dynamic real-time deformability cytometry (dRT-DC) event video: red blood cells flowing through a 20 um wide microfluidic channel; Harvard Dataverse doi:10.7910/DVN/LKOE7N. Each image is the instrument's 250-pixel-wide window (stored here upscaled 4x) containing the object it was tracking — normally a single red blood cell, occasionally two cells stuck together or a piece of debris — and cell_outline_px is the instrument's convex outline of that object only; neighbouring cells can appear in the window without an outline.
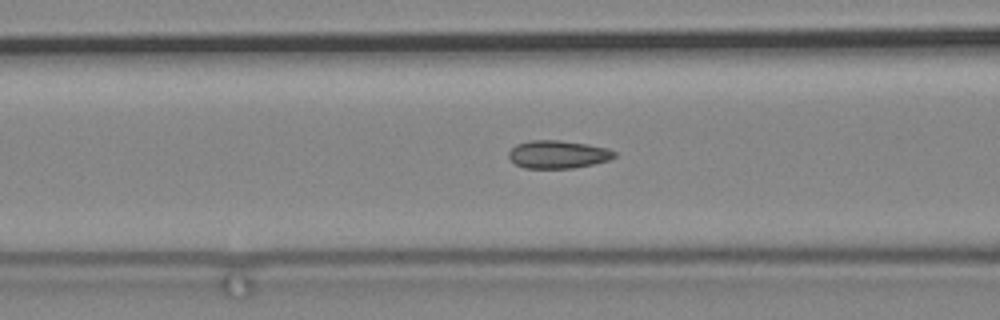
{"species": "common noctule bat (a hibernating species)", "species_latin": "Nyctalus noctula", "temperature_condition": "cold", "stored_images_in_passage": 85, "camera_frame_rate_fps": 3000, "um_per_image_px": 0.085, "animal": {"sex": "male", "body_mass_g": 19.2, "forearm_length_mm": 51.8}, "frame": {"image": 1, "passage_image": 44, "time_ms": 14.333, "image_size_px": [1000, 320], "cell_outline_px": [[616, 156], [608, 160], [592, 164], [572, 168], [524, 168], [516, 164], [508, 156], [508, 152], [516, 144], [528, 140], [560, 140], [588, 144], [608, 148], [616, 152]], "centroid_in_image_um": [47.42, 13.11], "position_along_channel_um": 119.2, "area_um2": 17.22}}
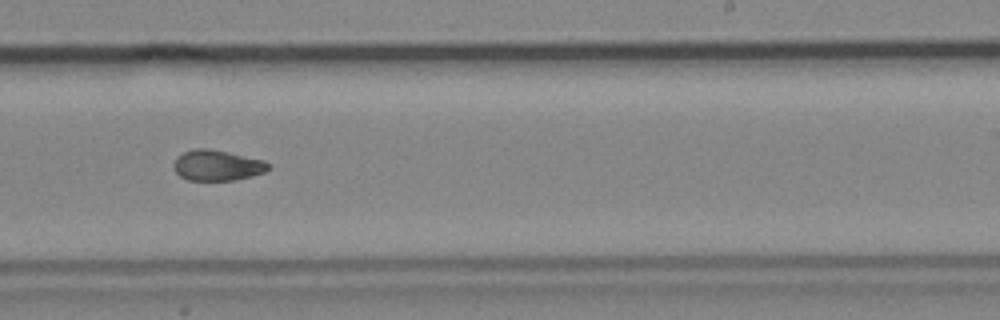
{"frame": {"image": 2, "passage_image": 59, "time_ms": 19.333, "image_size_px": [1000, 320], "cell_outline_px": [[272, 164], [264, 172], [252, 176], [236, 180], [188, 180], [180, 176], [172, 168], [172, 164], [176, 156], [184, 152], [196, 148], [208, 148], [228, 152], [264, 160]], "centroid_in_image_um": [18.44, 14.05], "position_along_channel_um": 270.6, "area_um2": 17.05}}
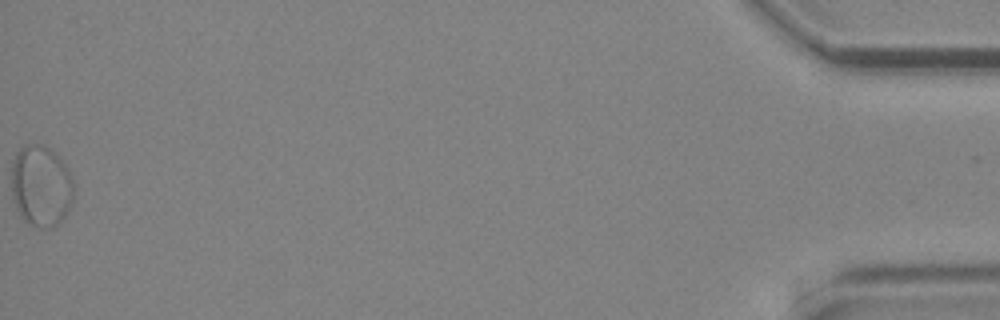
{"frame": {"image": 3, "passage_image": 85, "time_ms": 28.0, "image_size_px": [1000, 320], "cell_outline_px": [[72, 200], [64, 216], [52, 228], [36, 228], [28, 224], [20, 216], [16, 208], [12, 196], [12, 160], [16, 152], [20, 148], [28, 144], [44, 144], [56, 152], [68, 168], [72, 180]], "centroid_in_image_um": [3.46, 15.79], "position_along_channel_um": 431.7, "area_um2": 29.71}}